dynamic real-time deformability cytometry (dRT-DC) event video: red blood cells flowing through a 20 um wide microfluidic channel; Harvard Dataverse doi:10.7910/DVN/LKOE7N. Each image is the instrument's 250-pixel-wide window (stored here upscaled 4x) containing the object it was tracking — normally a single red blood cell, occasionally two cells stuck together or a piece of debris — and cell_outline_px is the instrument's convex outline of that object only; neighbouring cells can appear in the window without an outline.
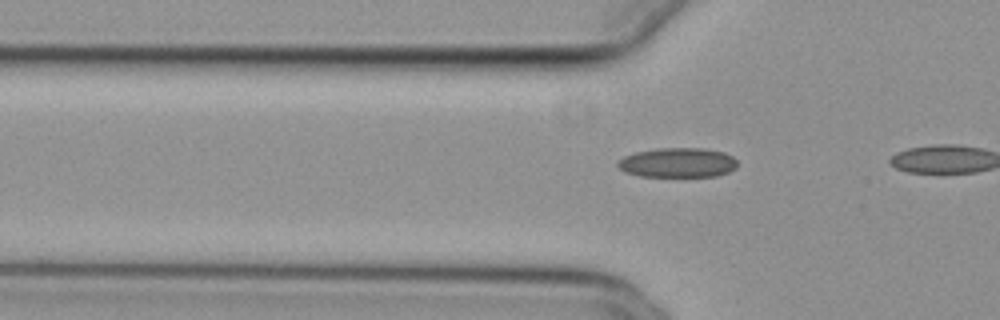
{"species": "common noctule bat (a hibernating species)", "species_latin": "Nyctalus noctula", "temperature_condition": "cold", "stored_images_in_passage": 10, "camera_frame_rate_fps": 3000, "um_per_image_px": 0.085, "animal": {"sex": "female", "body_mass_g": 29.2, "forearm_length_mm": 56.3}, "frame": {"image": 1, "passage_image": 9, "time_ms": 2.667, "image_size_px": [1000, 320], "cell_outline_px": [[736, 168], [728, 172], [716, 176], [640, 176], [624, 172], [616, 164], [624, 156], [636, 152], [656, 148], [704, 148], [724, 152], [732, 156], [736, 160]], "centroid_in_image_um": [57.61, 13.82], "position_along_channel_um": 68.2, "area_um2": 20.63}}